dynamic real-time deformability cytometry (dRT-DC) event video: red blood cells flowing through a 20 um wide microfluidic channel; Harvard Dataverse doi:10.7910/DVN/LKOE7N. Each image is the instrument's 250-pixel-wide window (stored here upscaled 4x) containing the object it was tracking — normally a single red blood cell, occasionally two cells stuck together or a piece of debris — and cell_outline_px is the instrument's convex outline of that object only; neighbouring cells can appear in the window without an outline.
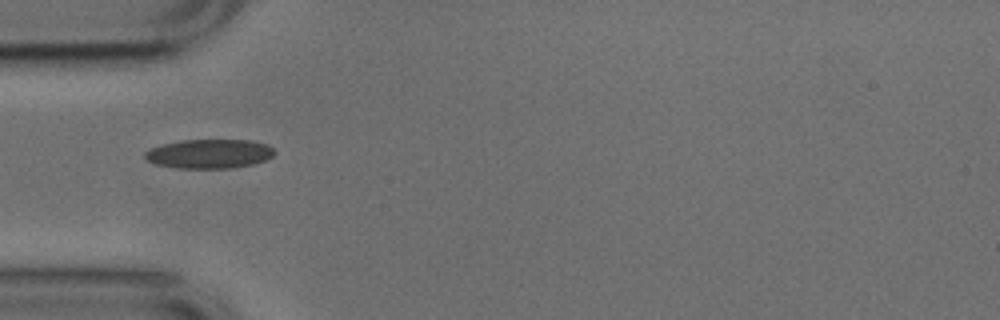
{"species": "common noctule bat (a hibernating species)", "species_latin": "Nyctalus noctula", "temperature_condition": "cold", "stored_images_in_passage": 5, "camera_frame_rate_fps": 3000, "um_per_image_px": 0.085, "animal": {"sex": "male", "body_mass_g": 17.9, "forearm_length_mm": 54.2}, "frame": {"image": 1, "passage_image": 1, "time_ms": 0.0, "image_size_px": [1000, 320], "cell_outline_px": [[276, 152], [268, 160], [252, 164], [232, 168], [176, 168], [156, 164], [148, 160], [144, 156], [144, 152], [152, 148], [164, 144], [180, 140], [252, 140], [268, 144]], "centroid_in_image_um": [17.83, 13.07], "position_along_channel_um": 67.2, "area_um2": 22.08}}